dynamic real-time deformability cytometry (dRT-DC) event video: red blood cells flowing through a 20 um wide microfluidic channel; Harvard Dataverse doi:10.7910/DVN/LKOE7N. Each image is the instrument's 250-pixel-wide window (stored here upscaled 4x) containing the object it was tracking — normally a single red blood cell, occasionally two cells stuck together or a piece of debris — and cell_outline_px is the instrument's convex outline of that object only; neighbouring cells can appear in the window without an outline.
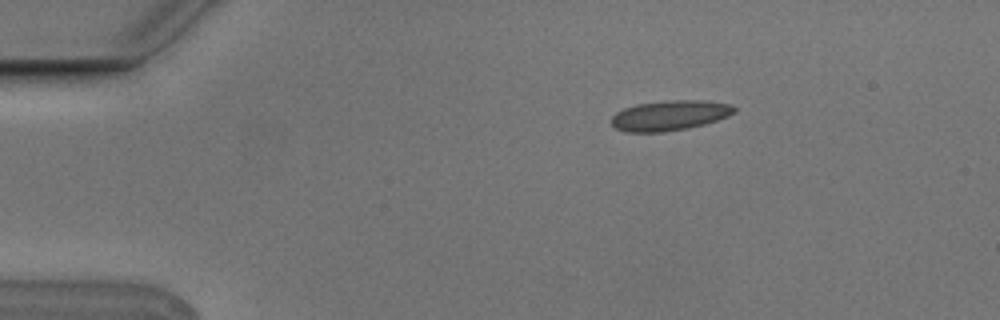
{"species": "Egyptian fruit bat (a non-hibernating species)", "species_latin": "Rousettus aegyptiacus", "temperature_condition": "cold", "stored_images_in_passage": 4, "segment_of_instrument_passage": [1, 2], "camera_frame_rate_fps": 3000, "um_per_image_px": 0.085, "animal": {"sex": "male"}, "frame": {"image": 1, "passage_image": 1, "time_ms": 0.0, "image_size_px": [1000, 320], "cell_outline_px": [[736, 112], [728, 116], [704, 124], [664, 132], [628, 132], [616, 128], [612, 124], [612, 116], [616, 112], [624, 108], [636, 104], [672, 100], [704, 100], [732, 104], [736, 108]], "centroid_in_image_um": [56.94, 9.8], "position_along_channel_um": 28.1, "area_um2": 21.44}}